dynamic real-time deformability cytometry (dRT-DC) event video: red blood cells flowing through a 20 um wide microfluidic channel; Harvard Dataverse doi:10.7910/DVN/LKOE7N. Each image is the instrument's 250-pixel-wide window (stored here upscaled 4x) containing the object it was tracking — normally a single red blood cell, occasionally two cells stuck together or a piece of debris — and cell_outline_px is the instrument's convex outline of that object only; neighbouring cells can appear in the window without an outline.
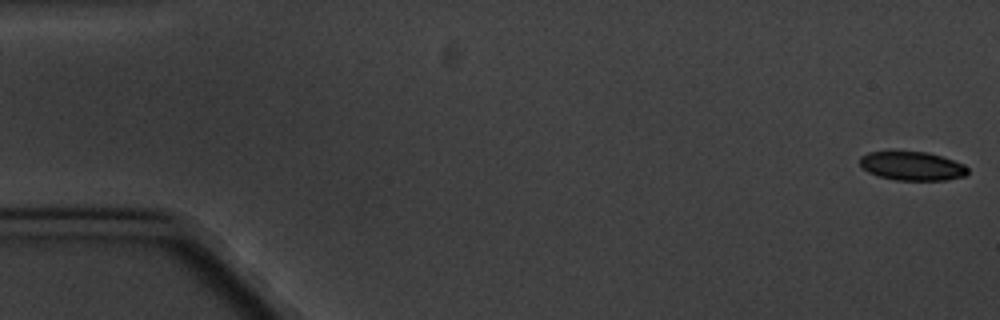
{"species": "common noctule bat (a hibernating species)", "species_latin": "Nyctalus noctula", "temperature_condition": "cold", "stored_images_in_passage": 5, "camera_frame_rate_fps": 3000, "um_per_image_px": 0.085, "animal": {"sex": "male", "body_mass_g": 20.1, "forearm_length_mm": 53.5}, "frame": {"image": 1, "passage_image": 1, "time_ms": 0.0, "image_size_px": [1000, 320], "cell_outline_px": [[968, 172], [964, 176], [944, 180], [896, 180], [880, 176], [868, 172], [860, 164], [860, 156], [868, 152], [892, 148], [928, 152], [964, 164], [968, 168]], "centroid_in_image_um": [77.47, 14.05], "position_along_channel_um": 7.5, "area_um2": 18.73}}
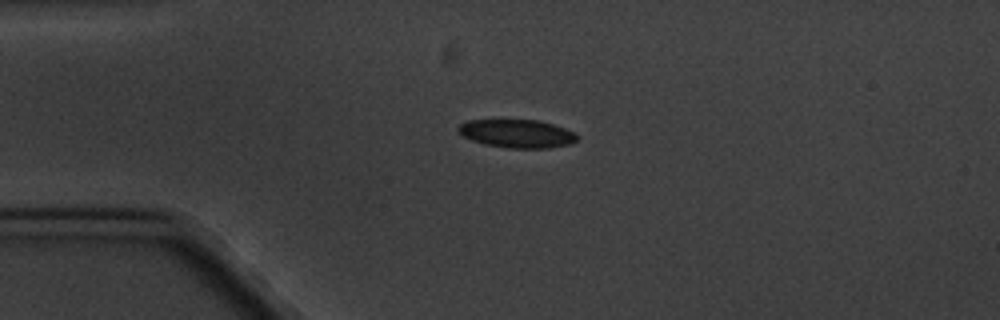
{"frame": {"image": 2, "passage_image": 4, "time_ms": 4.333, "image_size_px": [1000, 320], "cell_outline_px": [[576, 140], [572, 144], [548, 148], [508, 148], [484, 144], [472, 140], [456, 132], [456, 128], [460, 124], [468, 120], [540, 120], [576, 132]], "centroid_in_image_um": [43.93, 11.35], "position_along_channel_um": 41.1, "area_um2": 19.65}}